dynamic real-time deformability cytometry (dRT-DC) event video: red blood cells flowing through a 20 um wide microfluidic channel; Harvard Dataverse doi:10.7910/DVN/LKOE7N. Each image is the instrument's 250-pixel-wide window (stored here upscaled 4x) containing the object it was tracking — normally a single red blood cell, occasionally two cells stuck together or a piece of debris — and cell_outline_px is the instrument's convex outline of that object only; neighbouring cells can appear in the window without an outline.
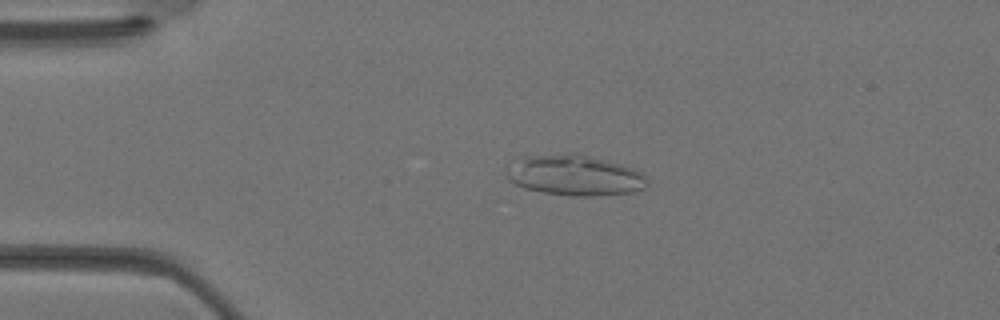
{"species": "Egyptian fruit bat (a non-hibernating species)", "species_latin": "Rousettus aegyptiacus", "temperature_condition": "warm", "stored_images_in_passage": 35, "camera_frame_rate_fps": 3000, "um_per_image_px": 0.085, "animal": {"sex": "female"}, "frame": {"image": 1, "passage_image": 8, "time_ms": 2.333, "image_size_px": [1000, 320], "cell_outline_px": [[648, 188], [636, 192], [596, 196], [572, 196], [544, 192], [524, 188], [508, 180], [504, 172], [520, 156], [572, 152], [576, 152], [620, 164], [632, 168], [640, 172], [648, 180]], "centroid_in_image_um": [48.85, 14.89], "position_along_channel_um": 36.2, "area_um2": 33.76}}
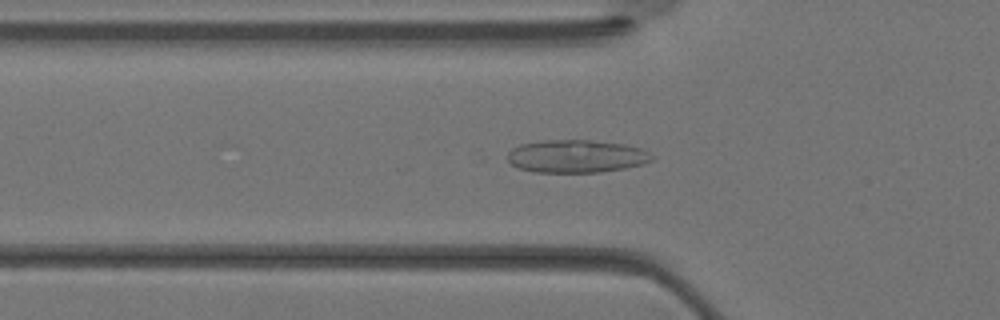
{"frame": {"image": 2, "passage_image": 12, "time_ms": 3.667, "image_size_px": [1000, 320], "cell_outline_px": [[656, 156], [652, 160], [644, 164], [624, 168], [600, 172], [532, 172], [516, 168], [508, 160], [508, 152], [512, 148], [520, 144], [544, 140], [588, 140], [624, 144], [640, 148]], "centroid_in_image_um": [48.98, 13.28], "position_along_channel_um": 76.8, "area_um2": 27.74}}
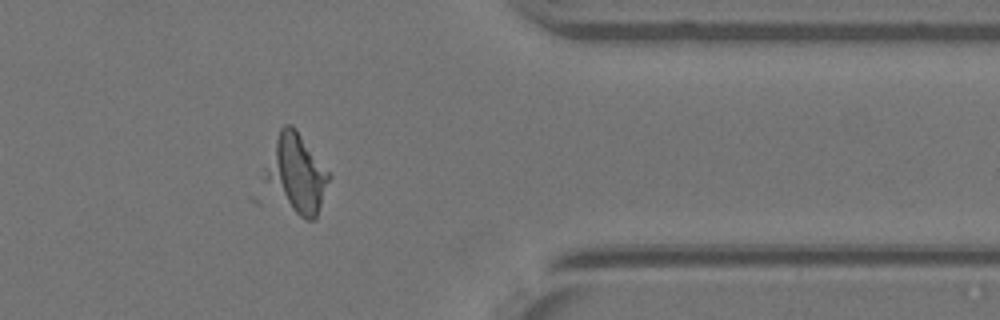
{"frame": {"image": 3, "passage_image": 29, "time_ms": 9.333, "image_size_px": [1000, 320], "cell_outline_px": [[332, 176], [316, 220], [304, 220], [264, 180], [276, 140], [280, 128], [284, 124], [292, 124], [296, 128], [332, 172]], "centroid_in_image_um": [25.34, 14.73], "position_along_channel_um": 386.1, "area_um2": 28.55}}